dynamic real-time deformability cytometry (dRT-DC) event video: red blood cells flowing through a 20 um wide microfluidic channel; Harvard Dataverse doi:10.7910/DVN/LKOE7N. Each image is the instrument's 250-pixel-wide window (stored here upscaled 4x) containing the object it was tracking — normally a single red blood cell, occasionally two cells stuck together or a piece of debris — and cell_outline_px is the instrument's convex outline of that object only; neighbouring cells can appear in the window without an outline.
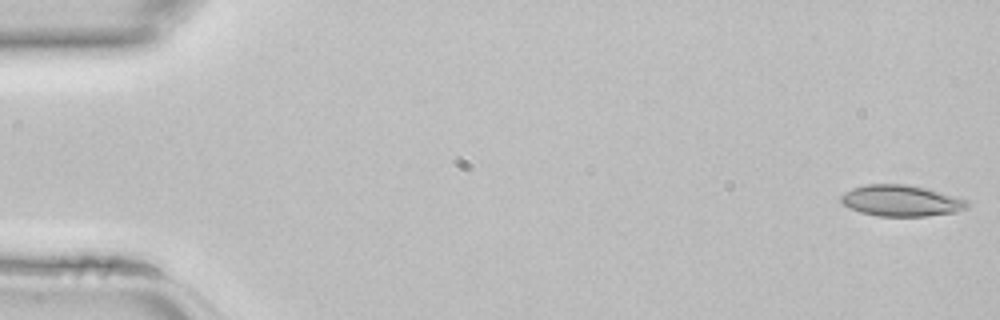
{"species": "common noctule bat (a hibernating species)", "species_latin": "Nyctalus noctula", "temperature_condition": "room temperature", "stored_images_in_passage": 44, "camera_frame_rate_fps": 3000, "um_per_image_px": 0.085, "animal": {"sex": "female", "body_mass_g": 22.7, "forearm_length_mm": 54.2}, "frame": {"image": 1, "passage_image": 1, "time_ms": 0.0, "image_size_px": [1000, 320], "cell_outline_px": [[968, 208], [956, 212], [928, 216], [876, 216], [860, 212], [848, 208], [840, 200], [840, 196], [844, 192], [852, 188], [868, 184], [904, 184], [924, 188], [968, 200]], "centroid_in_image_um": [76.57, 17.07], "position_along_channel_um": 8.4, "area_um2": 22.89}}
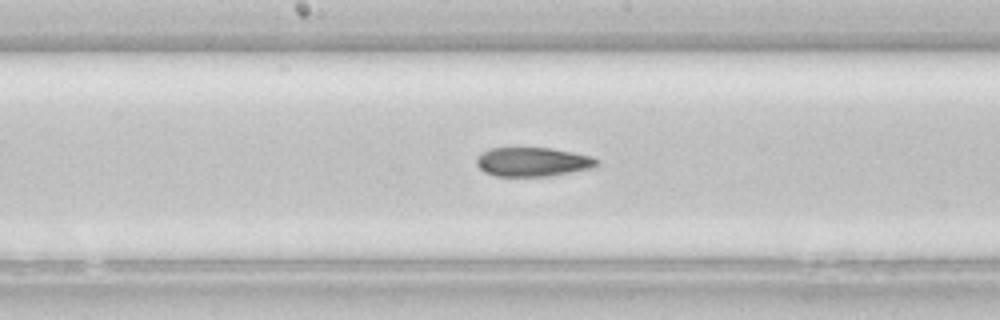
{"frame": {"image": 2, "passage_image": 23, "time_ms": 7.333, "image_size_px": [1000, 320], "cell_outline_px": [[600, 164], [592, 168], [548, 176], [496, 176], [484, 172], [476, 164], [476, 156], [488, 148], [552, 148], [592, 156], [600, 160]], "centroid_in_image_um": [45.28, 13.75], "position_along_channel_um": 202.9, "area_um2": 20.52}}
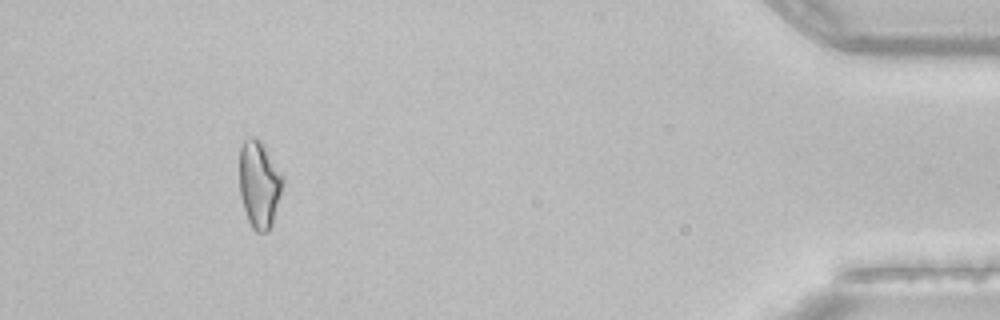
{"frame": {"image": 3, "passage_image": 41, "time_ms": 13.333, "image_size_px": [1000, 320], "cell_outline_px": [[284, 180], [280, 196], [272, 224], [264, 232], [256, 232], [252, 228], [248, 220], [240, 196], [240, 148], [244, 140], [252, 136], [256, 136], [264, 144], [284, 176]], "centroid_in_image_um": [22.04, 15.62], "position_along_channel_um": 413.2, "area_um2": 22.02}}